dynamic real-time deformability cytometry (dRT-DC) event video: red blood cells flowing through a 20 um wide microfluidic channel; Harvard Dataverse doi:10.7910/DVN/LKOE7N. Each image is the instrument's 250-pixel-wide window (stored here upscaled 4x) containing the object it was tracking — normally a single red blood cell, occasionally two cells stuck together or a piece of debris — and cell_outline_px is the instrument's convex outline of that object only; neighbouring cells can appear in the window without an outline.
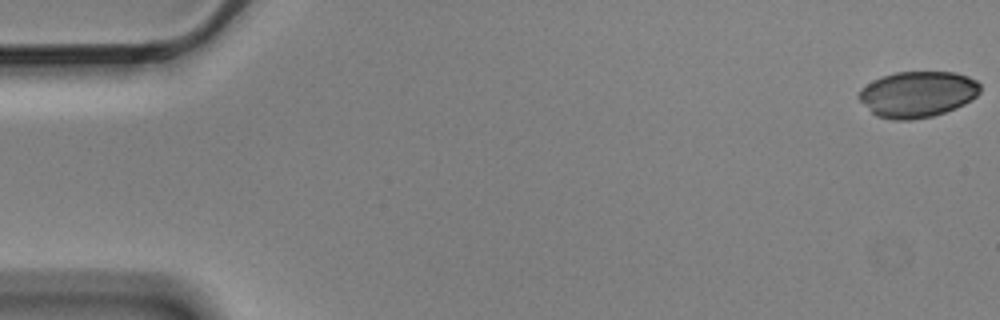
{"species": "Egyptian fruit bat (a non-hibernating species)", "species_latin": "Rousettus aegyptiacus", "temperature_condition": "cold", "stored_images_in_passage": 15, "camera_frame_rate_fps": 3000, "um_per_image_px": 0.085, "animal": {"sex": "male"}, "frame": {"image": 1, "passage_image": 1, "time_ms": 0.0, "image_size_px": [1000, 320], "cell_outline_px": [[980, 92], [972, 100], [956, 108], [932, 116], [912, 120], [892, 120], [876, 116], [856, 96], [860, 88], [872, 80], [880, 76], [896, 72], [956, 72], [968, 76], [976, 80], [980, 84]], "centroid_in_image_um": [77.97, 8.0], "position_along_channel_um": 7.0, "area_um2": 32.83}}
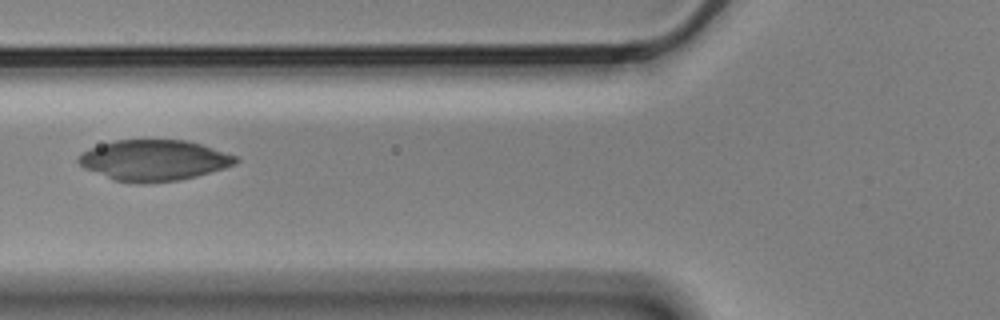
{"frame": {"image": 2, "passage_image": 6, "time_ms": 1.667, "image_size_px": [1000, 320], "cell_outline_px": [[240, 160], [236, 164], [224, 168], [196, 176], [180, 180], [144, 184], [136, 184], [116, 180], [84, 168], [76, 160], [88, 148], [116, 140], [184, 140], [200, 144], [240, 156]], "centroid_in_image_um": [13.12, 13.63], "position_along_channel_um": 112.7, "area_um2": 37.4}}
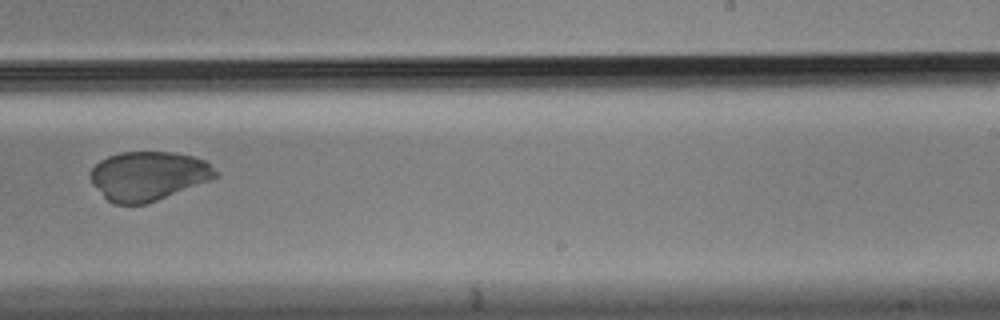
{"frame": {"image": 3, "passage_image": 10, "time_ms": 3.0, "image_size_px": [1000, 320], "cell_outline_px": [[220, 176], [156, 200], [144, 204], [112, 204], [92, 184], [88, 176], [88, 172], [100, 160], [108, 156], [120, 152], [172, 152], [192, 156], [204, 160], [220, 172]], "centroid_in_image_um": [12.58, 14.94], "position_along_channel_um": 276.4, "area_um2": 35.72}}